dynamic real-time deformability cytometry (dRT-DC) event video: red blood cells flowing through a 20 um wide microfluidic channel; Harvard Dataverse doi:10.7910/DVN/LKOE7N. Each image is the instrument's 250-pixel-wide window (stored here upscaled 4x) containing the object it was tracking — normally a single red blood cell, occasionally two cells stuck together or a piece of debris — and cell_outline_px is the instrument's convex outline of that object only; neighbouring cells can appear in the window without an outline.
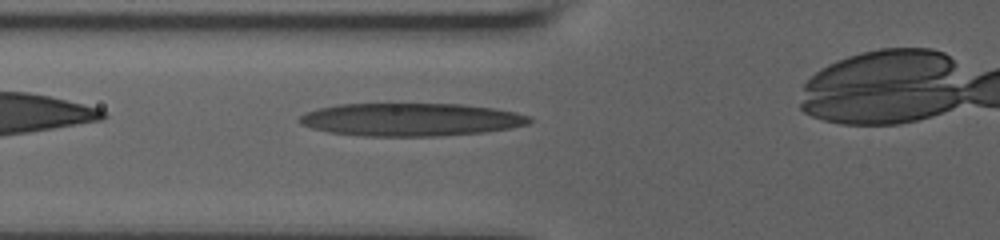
{"species": "human", "species_latin": "Homo sapiens", "temperature_condition": "room temperature", "stored_images_in_passage": 35, "camera_frame_rate_fps": 3000, "um_per_image_px": 0.085, "donor": {"sex": "male"}, "frame": {"image": 1, "passage_image": 5, "time_ms": 0.667, "image_size_px": [1000, 240], "cell_outline_px": [[532, 120], [528, 124], [512, 128], [484, 132], [440, 136], [364, 136], [328, 132], [312, 128], [300, 124], [296, 120], [300, 116], [308, 112], [320, 108], [340, 104], [464, 104], [492, 108], [516, 112], [528, 116]], "centroid_in_image_um": [34.92, 10.17], "position_along_channel_um": 90.9, "area_um2": 44.16}}
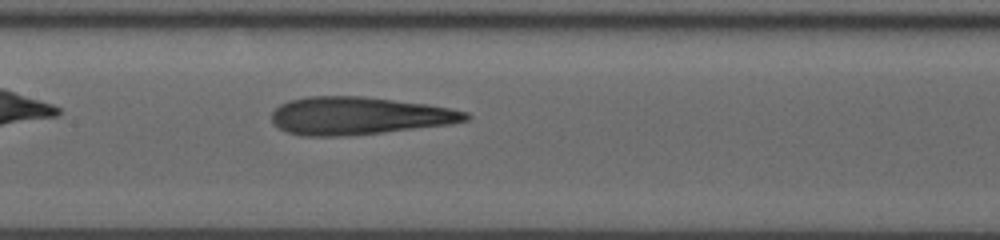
{"frame": {"image": 2, "passage_image": 19, "time_ms": 3.0, "image_size_px": [1000, 240], "cell_outline_px": [[472, 116], [468, 120], [448, 124], [348, 136], [300, 136], [288, 132], [272, 124], [272, 112], [280, 104], [288, 100], [308, 96], [364, 96], [424, 104], [448, 108], [468, 112]], "centroid_in_image_um": [30.45, 9.84], "position_along_channel_um": 176.9, "area_um2": 42.48}}
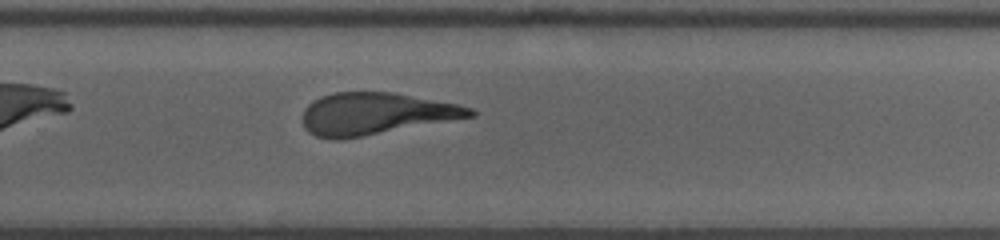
{"frame": {"image": 3, "passage_image": 32, "time_ms": 6.333, "image_size_px": [1000, 240], "cell_outline_px": [[476, 116], [344, 140], [328, 140], [316, 136], [308, 132], [304, 128], [304, 108], [308, 104], [320, 96], [332, 92], [392, 92], [456, 104], [472, 108], [476, 112]], "centroid_in_image_um": [31.9, 9.69], "position_along_channel_um": 297.9, "area_um2": 41.21}}